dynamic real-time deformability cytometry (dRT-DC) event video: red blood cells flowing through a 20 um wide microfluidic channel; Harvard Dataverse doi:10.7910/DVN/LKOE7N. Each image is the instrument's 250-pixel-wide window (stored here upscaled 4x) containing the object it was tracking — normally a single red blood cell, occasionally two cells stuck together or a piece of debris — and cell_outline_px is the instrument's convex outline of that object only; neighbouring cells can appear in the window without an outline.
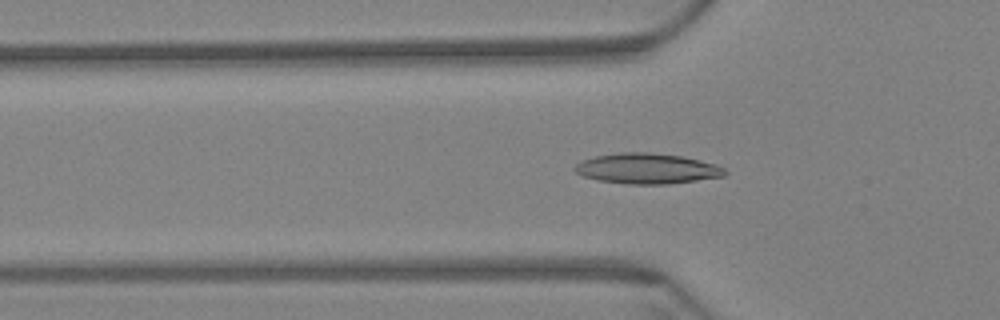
{"species": "Egyptian fruit bat (a non-hibernating species)", "species_latin": "Rousettus aegyptiacus", "temperature_condition": "warm", "stored_images_in_passage": 60, "camera_frame_rate_fps": 3000, "um_per_image_px": 0.085, "animal": {"sex": "female"}, "frame": {"image": 1, "passage_image": 20, "time_ms": 6.333, "image_size_px": [1000, 320], "cell_outline_px": [[728, 172], [724, 176], [696, 180], [664, 184], [628, 184], [600, 180], [584, 176], [576, 172], [572, 168], [576, 164], [584, 160], [596, 156], [620, 152], [652, 152], [680, 156], [700, 160], [716, 164], [724, 168]], "centroid_in_image_um": [55.01, 14.32], "position_along_channel_um": 70.8, "area_um2": 26.41}}
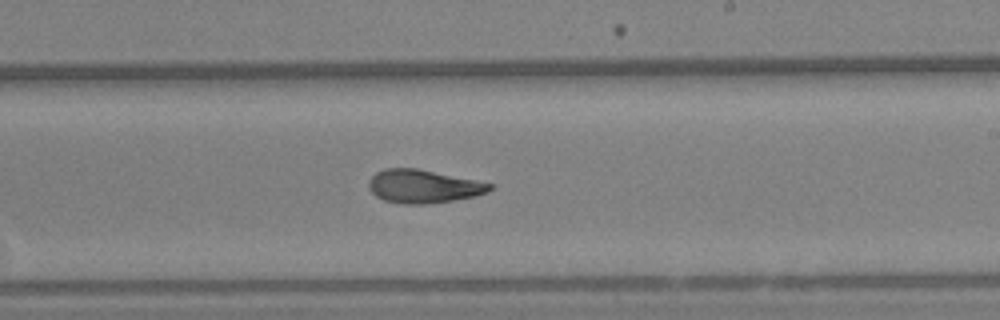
{"frame": {"image": 2, "passage_image": 36, "time_ms": 11.667, "image_size_px": [1000, 320], "cell_outline_px": [[492, 188], [488, 192], [476, 196], [452, 200], [424, 204], [404, 204], [384, 200], [376, 196], [368, 188], [368, 180], [376, 172], [384, 168], [416, 168], [492, 184]], "centroid_in_image_um": [35.93, 15.84], "position_along_channel_um": 253.1, "area_um2": 23.24}}
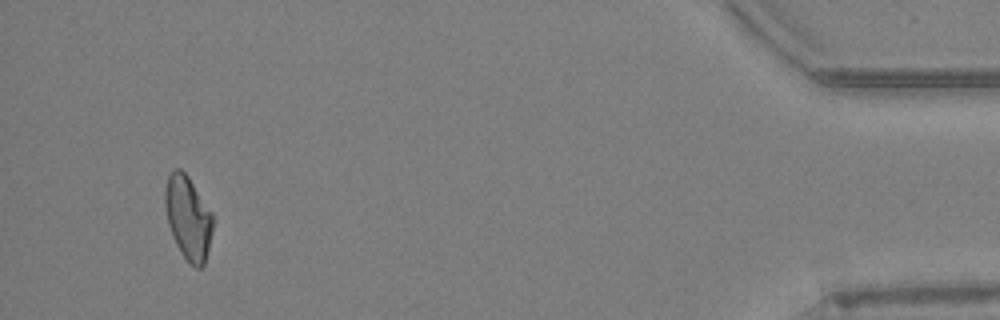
{"frame": {"image": 3, "passage_image": 57, "time_ms": 18.667, "image_size_px": [1000, 320], "cell_outline_px": [[212, 228], [208, 248], [204, 264], [200, 268], [196, 268], [180, 252], [172, 236], [168, 224], [164, 204], [164, 188], [168, 176], [176, 168], [180, 168], [188, 176], [212, 212]], "centroid_in_image_um": [15.96, 18.48], "position_along_channel_um": 419.2, "area_um2": 23.06}, "authors_computed_cell_mechanics": {"area_um2": 23.6402, "velocity_mm_per_s": 3.427, "shape_relaxation_time_tau1_ms": null, "shape_relaxation_time_tau2_ms": 2.4834, "deformation_change_tau1": null, "deformation_change_tau2": 0.0881}}